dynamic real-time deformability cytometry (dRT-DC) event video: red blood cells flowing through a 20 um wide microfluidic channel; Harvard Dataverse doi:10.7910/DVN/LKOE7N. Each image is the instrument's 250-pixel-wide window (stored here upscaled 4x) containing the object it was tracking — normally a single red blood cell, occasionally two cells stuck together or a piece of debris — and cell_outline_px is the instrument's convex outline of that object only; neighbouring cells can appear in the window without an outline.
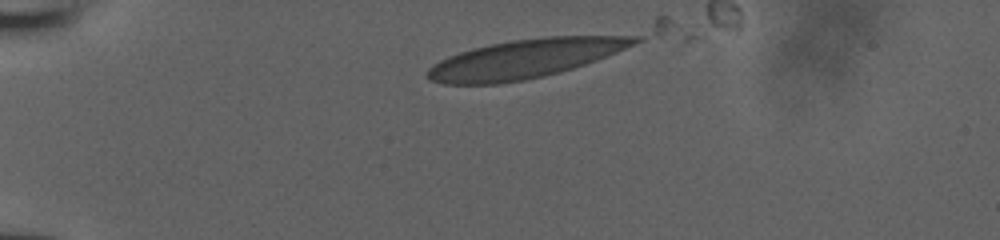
{"species": "human", "species_latin": "Homo sapiens", "temperature_condition": "room temperature", "stored_images_in_passage": 33, "camera_frame_rate_fps": 3000, "um_per_image_px": 0.085, "donor": {"sex": "male"}, "frame": {"image": 1, "passage_image": 1, "time_ms": 0.0, "image_size_px": [1000, 240], "cell_outline_px": [[672, 20], [668, 28], [660, 36], [596, 60], [560, 72], [544, 76], [524, 80], [500, 84], [444, 84], [428, 80], [424, 76], [424, 72], [432, 64], [448, 56], [472, 48], [512, 40], [656, 16], [668, 16]], "centroid_in_image_um": [46.19, 4.52], "position_along_channel_um": 38.8, "area_um2": 58.03}}
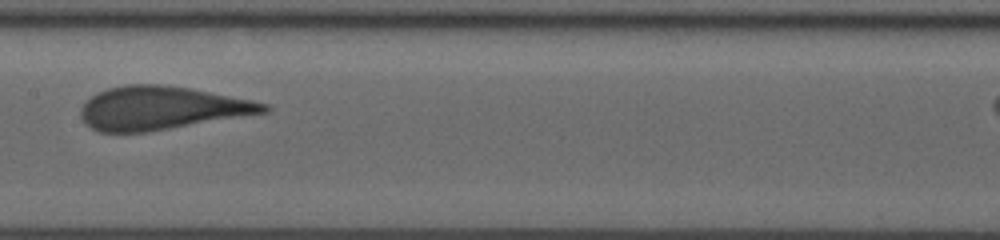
{"frame": {"image": 2, "passage_image": 16, "time_ms": 5.0, "image_size_px": [1000, 240], "cell_outline_px": [[272, 108], [268, 112], [144, 132], [100, 132], [92, 128], [80, 116], [80, 108], [96, 92], [108, 88], [128, 84], [160, 84], [188, 88], [252, 100], [268, 104]], "centroid_in_image_um": [13.71, 9.17], "position_along_channel_um": 193.7, "area_um2": 45.6}}
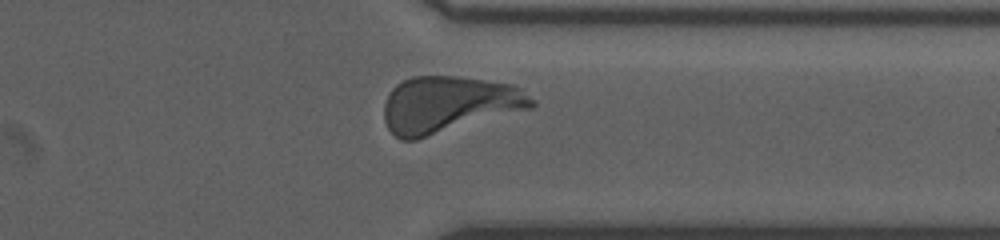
{"frame": {"image": 3, "passage_image": 29, "time_ms": 9.333, "image_size_px": [1000, 240], "cell_outline_px": [[536, 104], [532, 108], [416, 140], [400, 140], [388, 128], [384, 120], [384, 104], [388, 92], [396, 84], [412, 76], [456, 76], [512, 84], [520, 88], [536, 100]], "centroid_in_image_um": [38.13, 8.88], "position_along_channel_um": 373.3, "area_um2": 48.84}}